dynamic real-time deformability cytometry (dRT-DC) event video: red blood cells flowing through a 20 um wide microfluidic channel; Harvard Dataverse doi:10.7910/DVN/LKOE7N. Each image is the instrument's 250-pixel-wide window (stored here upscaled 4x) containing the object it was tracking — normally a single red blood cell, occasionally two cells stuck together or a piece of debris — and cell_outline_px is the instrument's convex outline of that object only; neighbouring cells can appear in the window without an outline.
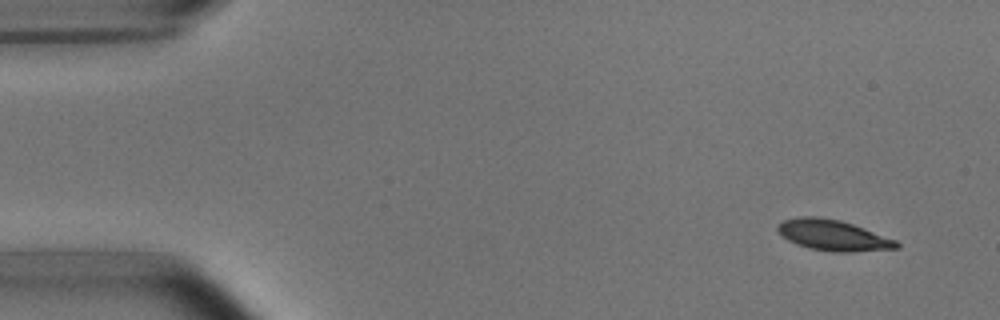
{"species": "common noctule bat (a hibernating species)", "species_latin": "Nyctalus noctula", "temperature_condition": "room temperature", "stored_images_in_passage": 5, "camera_frame_rate_fps": 3000, "um_per_image_px": 0.085, "animal": {"sex": "male", "body_mass_g": 15.6}, "frame": {"image": 1, "passage_image": 1, "time_ms": 0.0, "image_size_px": [1000, 320], "cell_outline_px": [[900, 248], [852, 252], [836, 252], [808, 248], [796, 244], [788, 240], [776, 228], [776, 224], [784, 220], [800, 216], [816, 216], [840, 220], [864, 228], [896, 240], [900, 244]], "centroid_in_image_um": [70.81, 20.0], "position_along_channel_um": 14.2, "area_um2": 21.27}}